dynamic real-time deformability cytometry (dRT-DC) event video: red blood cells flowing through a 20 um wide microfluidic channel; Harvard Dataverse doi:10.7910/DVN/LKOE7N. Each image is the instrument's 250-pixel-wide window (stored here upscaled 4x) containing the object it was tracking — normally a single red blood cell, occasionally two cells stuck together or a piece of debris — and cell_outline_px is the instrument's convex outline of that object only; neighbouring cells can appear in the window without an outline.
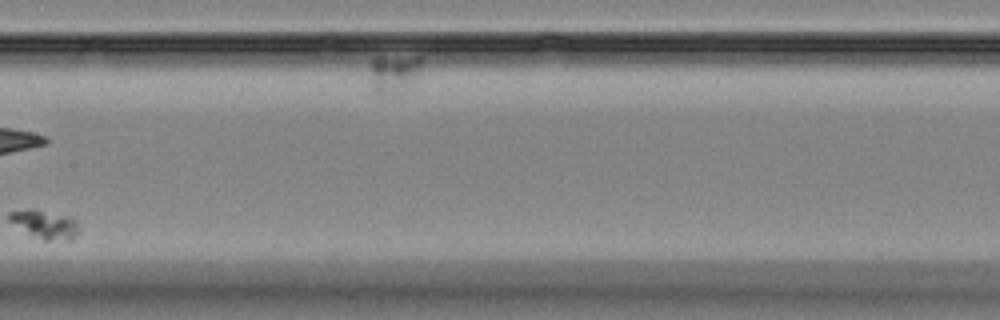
{"species": "Egyptian fruit bat (a non-hibernating species)", "species_latin": "Rousettus aegyptiacus", "temperature_condition": "room temperature", "stored_images_in_passage": 14, "camera_frame_rate_fps": 3000, "um_per_image_px": 0.085, "animal": {"sex": "female"}, "frame": {"image": 1, "passage_image": 8, "time_ms": 8.667, "image_size_px": [1000, 320], "cell_outline_px": [[420, 68], [416, 80], [396, 88], [384, 92], [376, 92], [372, 88], [372, 60], [376, 56], [420, 56]], "centroid_in_image_um": [33.48, 6.1], "position_along_channel_um": 173.9, "area_um2": 10.52}}